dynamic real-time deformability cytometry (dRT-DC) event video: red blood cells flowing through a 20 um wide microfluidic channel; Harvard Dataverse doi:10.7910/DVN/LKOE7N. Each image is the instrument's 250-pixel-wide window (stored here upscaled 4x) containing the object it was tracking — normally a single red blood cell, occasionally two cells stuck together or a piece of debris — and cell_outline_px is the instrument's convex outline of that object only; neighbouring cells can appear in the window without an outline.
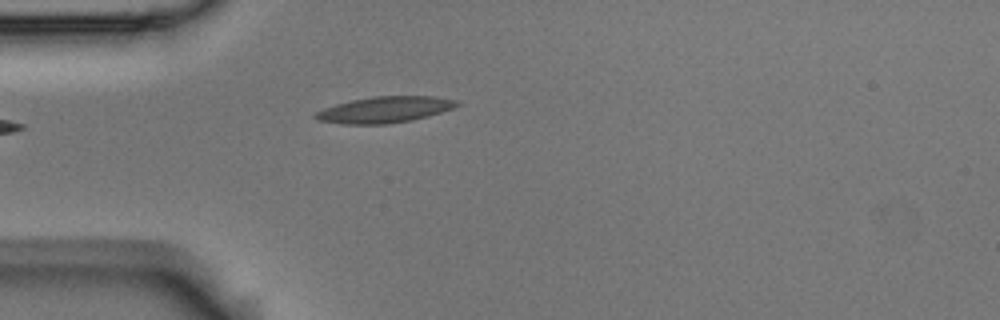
{"species": "Egyptian fruit bat (a non-hibernating species)", "species_latin": "Rousettus aegyptiacus", "temperature_condition": "room temperature", "stored_images_in_passage": 4, "camera_frame_rate_fps": 3000, "um_per_image_px": 0.085, "animal": {"sex": "male"}, "frame": {"image": 1, "passage_image": 4, "time_ms": 1.0, "image_size_px": [1000, 320], "cell_outline_px": [[460, 104], [452, 108], [428, 116], [412, 120], [388, 124], [344, 124], [316, 120], [312, 116], [316, 112], [324, 108], [336, 104], [352, 100], [372, 96], [432, 96], [456, 100]], "centroid_in_image_um": [32.66, 9.32], "position_along_channel_um": 52.3, "area_um2": 21.5}}